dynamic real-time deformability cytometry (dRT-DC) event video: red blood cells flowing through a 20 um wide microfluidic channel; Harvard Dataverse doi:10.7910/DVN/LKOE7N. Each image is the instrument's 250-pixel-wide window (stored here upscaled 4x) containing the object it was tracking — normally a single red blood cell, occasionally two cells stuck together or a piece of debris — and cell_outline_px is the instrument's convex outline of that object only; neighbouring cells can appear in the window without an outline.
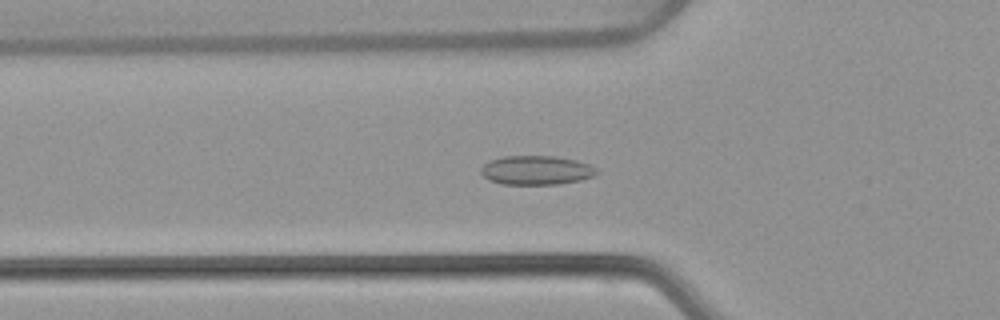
{"species": "common noctule bat (a hibernating species)", "species_latin": "Nyctalus noctula", "temperature_condition": "warm", "stored_images_in_passage": 40, "camera_frame_rate_fps": 3000, "um_per_image_px": 0.085, "animal": {"sex": "female", "body_mass_g": 22.7, "forearm_length_mm": 54.2}, "frame": {"image": 1, "passage_image": 5, "time_ms": 1.333, "image_size_px": [1000, 320], "cell_outline_px": [[600, 172], [596, 176], [580, 180], [556, 184], [500, 184], [488, 180], [480, 172], [480, 168], [488, 160], [504, 156], [556, 156], [576, 160], [588, 164], [596, 168]], "centroid_in_image_um": [45.58, 14.47], "position_along_channel_um": 80.2, "area_um2": 19.83}}
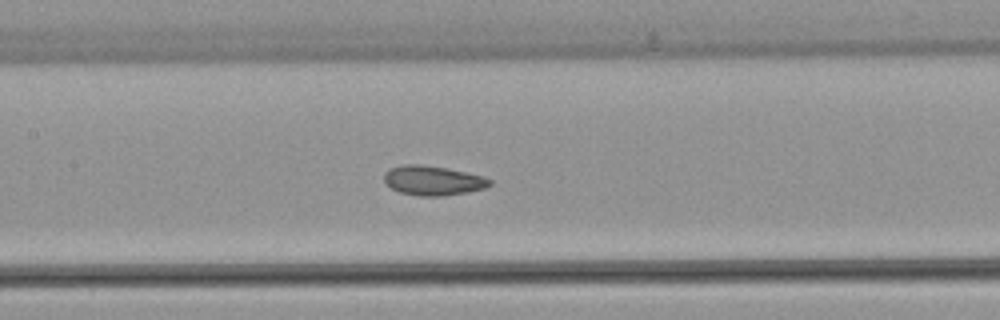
{"frame": {"image": 2, "passage_image": 12, "time_ms": 3.667, "image_size_px": [1000, 320], "cell_outline_px": [[492, 184], [484, 188], [468, 192], [444, 196], [420, 196], [400, 192], [392, 188], [384, 180], [384, 172], [392, 168], [404, 164], [420, 164], [444, 168], [464, 172], [480, 176], [492, 180]], "centroid_in_image_um": [36.79, 15.35], "position_along_channel_um": 170.6, "area_um2": 17.92}}
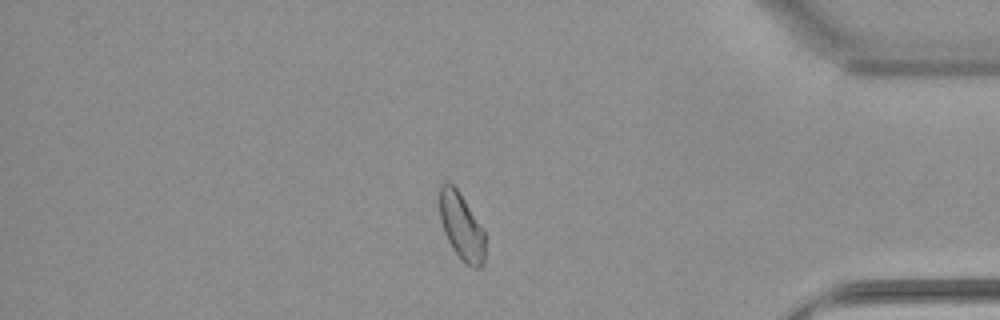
{"frame": {"image": 3, "passage_image": 32, "time_ms": 10.333, "image_size_px": [1000, 320], "cell_outline_px": [[484, 264], [480, 268], [472, 268], [460, 260], [452, 248], [444, 232], [440, 220], [440, 188], [444, 184], [452, 184], [460, 192], [484, 228]], "centroid_in_image_um": [39.25, 19.3], "position_along_channel_um": 396.0, "area_um2": 17.86}, "authors_computed_cell_mechanics": {"area_um2": 17.9469, "velocity_mm_per_s": 3.8504, "shape_relaxation_time_tau1_ms": null, "shape_relaxation_time_tau2_ms": 10.2899, "deformation_change_tau1": null, "deformation_change_tau2": 0.1233}}